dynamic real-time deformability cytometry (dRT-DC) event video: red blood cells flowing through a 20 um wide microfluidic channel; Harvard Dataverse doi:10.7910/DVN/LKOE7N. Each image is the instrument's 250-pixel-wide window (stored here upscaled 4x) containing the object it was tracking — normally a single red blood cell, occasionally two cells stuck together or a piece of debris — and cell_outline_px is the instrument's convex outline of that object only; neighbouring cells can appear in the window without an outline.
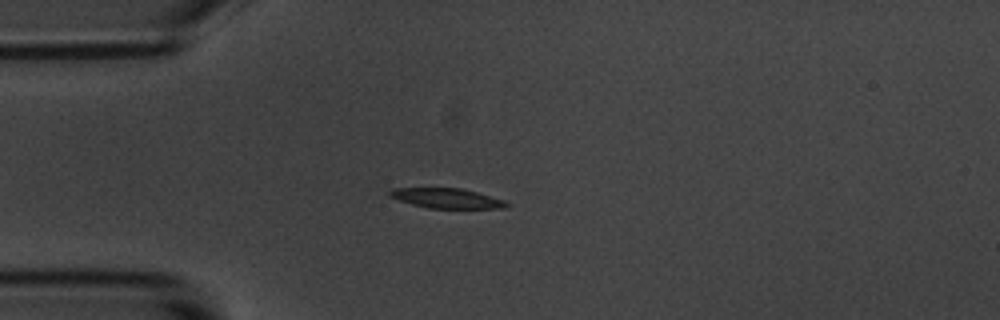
{"species": "common noctule bat (a hibernating species)", "species_latin": "Nyctalus noctula", "temperature_condition": "room temperature", "stored_images_in_passage": 7, "camera_frame_rate_fps": 3000, "um_per_image_px": 0.085, "animal": {"sex": "male", "body_mass_g": 20.1, "forearm_length_mm": 53.5}, "frame": {"image": 1, "passage_image": 5, "time_ms": 4.333, "image_size_px": [1000, 320], "cell_outline_px": [[512, 204], [504, 208], [428, 208], [412, 204], [388, 196], [388, 192], [392, 188], [460, 188], [476, 192], [504, 200]], "centroid_in_image_um": [37.97, 16.85], "position_along_channel_um": 47.0, "area_um2": 13.47}}